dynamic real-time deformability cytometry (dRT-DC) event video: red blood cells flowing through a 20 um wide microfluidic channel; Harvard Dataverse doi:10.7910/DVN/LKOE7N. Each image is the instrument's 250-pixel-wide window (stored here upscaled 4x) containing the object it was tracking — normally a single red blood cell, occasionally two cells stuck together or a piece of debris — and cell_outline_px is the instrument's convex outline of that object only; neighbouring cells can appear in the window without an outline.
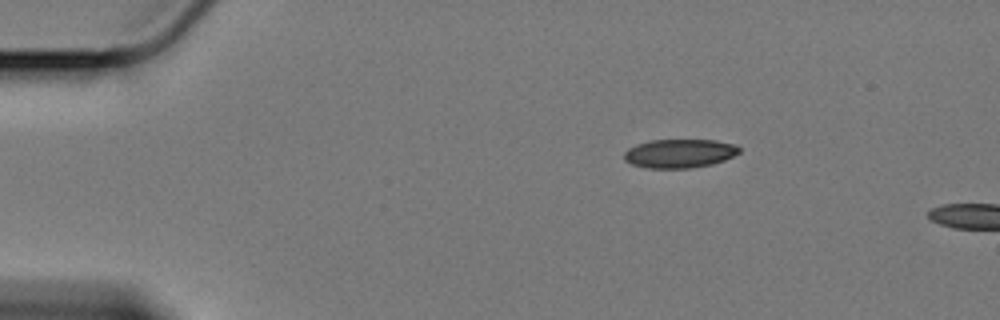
{"species": "Egyptian fruit bat (a non-hibernating species)", "species_latin": "Rousettus aegyptiacus", "temperature_condition": "cold", "stored_images_in_passage": 50, "camera_frame_rate_fps": 3000, "um_per_image_px": 0.085, "animal": {"sex": "female"}, "frame": {"image": 1, "passage_image": 1, "time_ms": 0.0, "image_size_px": [1000, 320], "cell_outline_px": [[740, 152], [724, 160], [712, 164], [692, 168], [648, 168], [632, 164], [624, 160], [624, 152], [628, 148], [636, 144], [652, 140], [716, 140], [736, 144], [740, 148]], "centroid_in_image_um": [57.76, 13.04], "position_along_channel_um": 27.2, "area_um2": 19.36}}
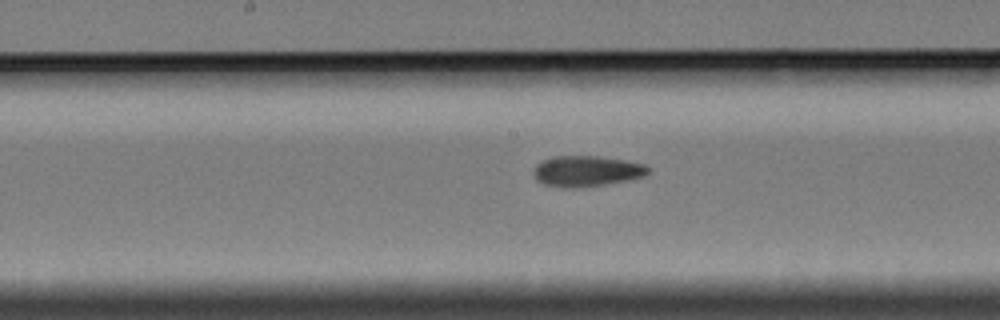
{"frame": {"image": 2, "passage_image": 22, "time_ms": 7.0, "image_size_px": [1000, 320], "cell_outline_px": [[648, 172], [644, 176], [628, 180], [604, 184], [572, 188], [564, 188], [544, 184], [536, 180], [532, 172], [536, 164], [552, 156], [600, 156], [624, 160], [644, 164], [648, 168]], "centroid_in_image_um": [49.82, 14.54], "position_along_channel_um": 198.4, "area_um2": 20.46}}
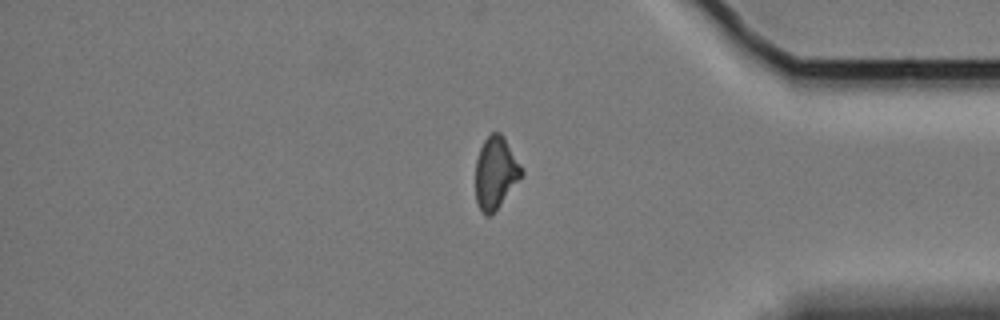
{"frame": {"image": 3, "passage_image": 41, "time_ms": 13.333, "image_size_px": [1000, 320], "cell_outline_px": [[524, 172], [492, 216], [484, 216], [476, 200], [476, 160], [480, 148], [484, 140], [492, 132], [500, 132], [504, 136]], "centroid_in_image_um": [42.11, 14.69], "position_along_channel_um": 393.1, "area_um2": 19.13}}